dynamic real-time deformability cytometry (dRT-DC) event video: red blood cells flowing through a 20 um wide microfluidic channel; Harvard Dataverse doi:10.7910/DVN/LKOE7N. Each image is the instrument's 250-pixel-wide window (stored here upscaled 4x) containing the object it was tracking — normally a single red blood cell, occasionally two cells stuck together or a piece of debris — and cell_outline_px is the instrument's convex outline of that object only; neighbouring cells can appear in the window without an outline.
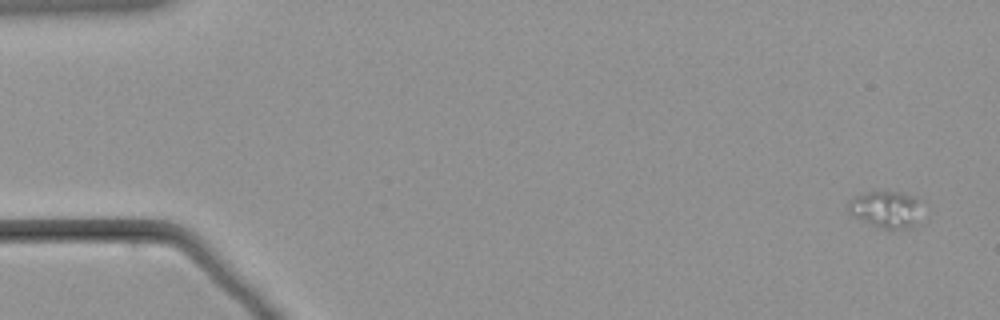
{"species": "common noctule bat (a hibernating species)", "species_latin": "Nyctalus noctula", "temperature_condition": "warm", "stored_images_in_passage": 12, "camera_frame_rate_fps": 3000, "um_per_image_px": 0.085, "animal": {"sex": "male", "body_mass_g": 21.5, "forearm_length_mm": 52.0}, "frame": {"image": 1, "passage_image": 1, "time_ms": 0.0, "image_size_px": [1000, 320], "cell_outline_px": [[924, 200], [912, 228], [880, 228], [868, 224], [848, 212], [848, 200], [856, 196], [868, 192], [900, 192], [916, 196]], "centroid_in_image_um": [75.33, 17.77], "position_along_channel_um": 9.7, "area_um2": 15.84}}